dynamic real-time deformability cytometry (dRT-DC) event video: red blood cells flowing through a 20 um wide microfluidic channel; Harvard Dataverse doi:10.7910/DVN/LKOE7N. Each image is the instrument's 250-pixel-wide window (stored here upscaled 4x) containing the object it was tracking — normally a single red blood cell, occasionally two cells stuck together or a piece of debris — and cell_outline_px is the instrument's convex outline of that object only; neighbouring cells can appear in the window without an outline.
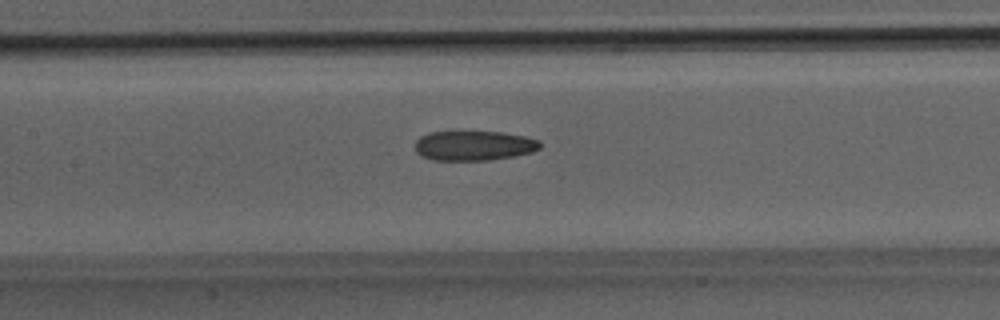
{"species": "Egyptian fruit bat (a non-hibernating species)", "species_latin": "Rousettus aegyptiacus", "temperature_condition": "room temperature", "stored_images_in_passage": 38, "camera_frame_rate_fps": 3000, "um_per_image_px": 0.085, "animal": {"sex": "male"}, "frame": {"image": 1, "passage_image": 18, "time_ms": 5.667, "image_size_px": [1000, 320], "cell_outline_px": [[540, 148], [532, 152], [512, 156], [488, 160], [436, 160], [424, 156], [416, 152], [416, 140], [420, 136], [428, 132], [500, 132], [524, 136], [540, 140]], "centroid_in_image_um": [40.28, 12.37], "position_along_channel_um": 167.1, "area_um2": 21.44}}
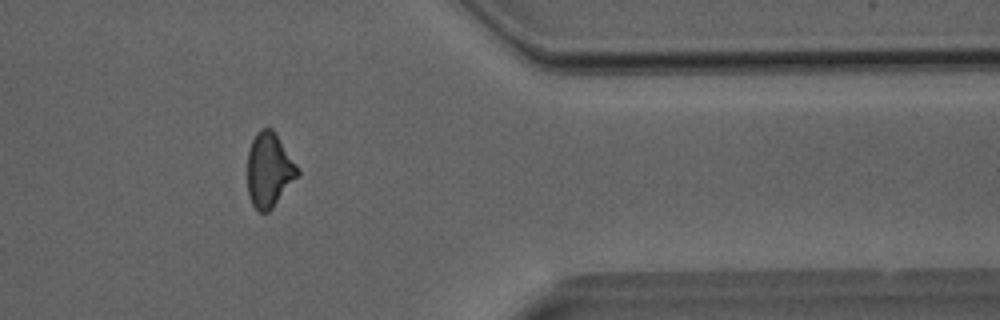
{"frame": {"image": 2, "passage_image": 31, "time_ms": 10.0, "image_size_px": [1000, 320], "cell_outline_px": [[300, 176], [272, 208], [268, 212], [260, 212], [252, 204], [248, 192], [248, 152], [252, 140], [256, 132], [260, 128], [272, 128], [296, 164], [300, 172]], "centroid_in_image_um": [22.89, 14.45], "position_along_channel_um": 388.5, "area_um2": 21.73}}
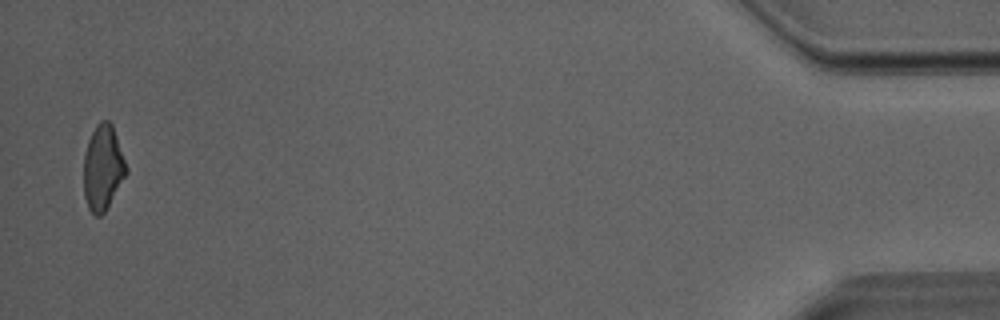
{"frame": {"image": 3, "passage_image": 37, "time_ms": 12.0, "image_size_px": [1000, 320], "cell_outline_px": [[128, 172], [104, 212], [100, 216], [96, 216], [88, 208], [84, 196], [84, 156], [88, 140], [96, 124], [100, 120], [108, 120], [112, 124], [128, 168]], "centroid_in_image_um": [8.75, 14.24], "position_along_channel_um": 426.5, "area_um2": 21.04}}